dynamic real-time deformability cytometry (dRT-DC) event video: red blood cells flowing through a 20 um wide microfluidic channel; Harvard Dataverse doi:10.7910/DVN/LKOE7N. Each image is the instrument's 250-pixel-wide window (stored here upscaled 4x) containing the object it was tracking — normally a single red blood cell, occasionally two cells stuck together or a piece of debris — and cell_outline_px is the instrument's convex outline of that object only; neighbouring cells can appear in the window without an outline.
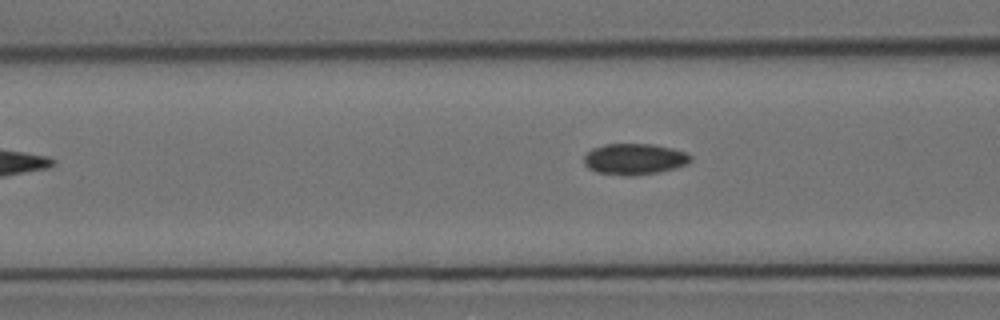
{"species": "Egyptian fruit bat (a non-hibernating species)", "species_latin": "Rousettus aegyptiacus", "temperature_condition": "cold", "stored_images_in_passage": 6, "segment_of_instrument_passage": [1, 2], "camera_frame_rate_fps": 3000, "um_per_image_px": 0.085, "animal": {"sex": "female"}, "frame": {"image": 1, "passage_image": 5, "time_ms": 5.333, "image_size_px": [1000, 320], "cell_outline_px": [[692, 160], [688, 164], [676, 168], [660, 172], [632, 176], [624, 176], [596, 172], [588, 168], [584, 164], [584, 156], [592, 148], [604, 144], [652, 144], [672, 148], [684, 152], [692, 156]], "centroid_in_image_um": [53.93, 13.53], "position_along_channel_um": 112.7, "area_um2": 19.54}}